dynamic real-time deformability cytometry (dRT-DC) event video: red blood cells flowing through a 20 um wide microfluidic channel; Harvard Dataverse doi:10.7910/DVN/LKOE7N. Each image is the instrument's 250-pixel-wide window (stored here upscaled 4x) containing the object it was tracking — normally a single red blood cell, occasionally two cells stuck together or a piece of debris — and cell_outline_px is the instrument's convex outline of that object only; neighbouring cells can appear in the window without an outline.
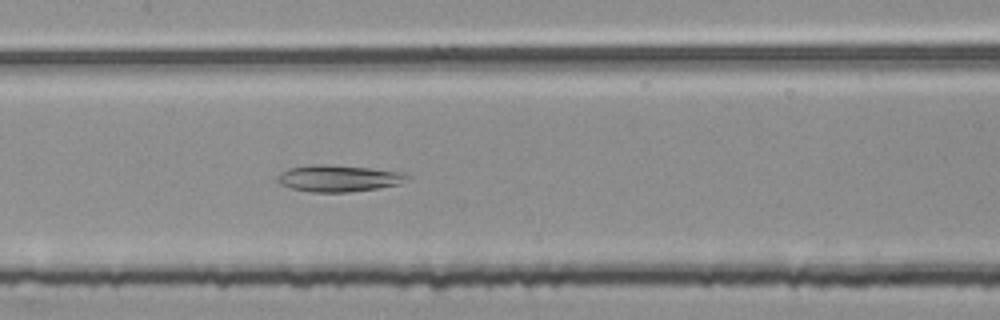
{"species": "common noctule bat (a hibernating species)", "species_latin": "Nyctalus noctula", "temperature_condition": "room temperature", "stored_images_in_passage": 43, "camera_frame_rate_fps": 3000, "um_per_image_px": 0.085, "animal": {"sex": "female", "body_mass_g": 25.1}, "frame": {"image": 1, "passage_image": 15, "time_ms": 4.667, "image_size_px": [1000, 320], "cell_outline_px": [[412, 176], [400, 184], [376, 188], [348, 192], [312, 192], [292, 188], [280, 184], [276, 180], [288, 168], [312, 164], [324, 164], [368, 168], [404, 172]], "centroid_in_image_um": [28.82, 15.15], "position_along_channel_um": 178.6, "area_um2": 19.94}}
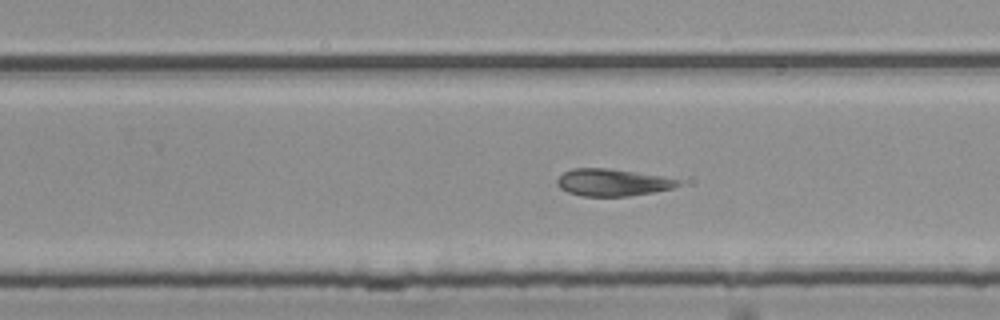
{"frame": {"image": 2, "passage_image": 23, "time_ms": 7.333, "image_size_px": [1000, 320], "cell_outline_px": [[680, 184], [672, 188], [652, 192], [628, 196], [580, 196], [568, 192], [560, 188], [556, 184], [556, 180], [564, 172], [572, 168], [608, 168], [660, 176], [680, 180]], "centroid_in_image_um": [52.0, 15.51], "position_along_channel_um": 277.8, "area_um2": 18.96}}
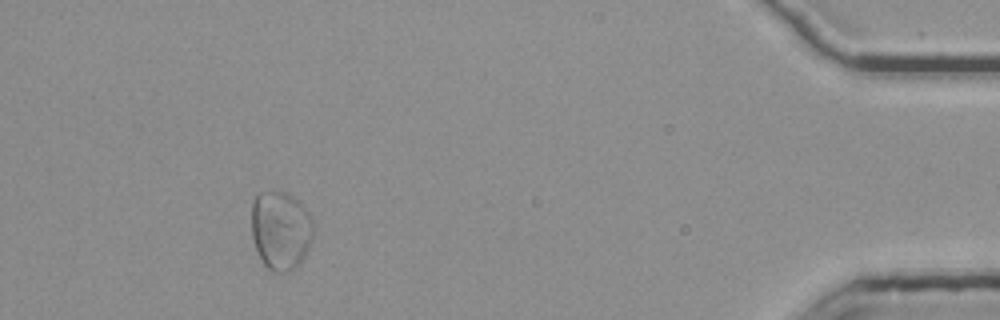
{"frame": {"image": 3, "passage_image": 39, "time_ms": 12.667, "image_size_px": [1000, 320], "cell_outline_px": [[312, 240], [300, 264], [296, 268], [288, 272], [272, 272], [264, 264], [256, 248], [252, 236], [252, 200], [260, 192], [288, 192], [300, 200], [308, 212], [312, 220]], "centroid_in_image_um": [23.87, 19.56], "position_along_channel_um": 411.3, "area_um2": 28.55}}